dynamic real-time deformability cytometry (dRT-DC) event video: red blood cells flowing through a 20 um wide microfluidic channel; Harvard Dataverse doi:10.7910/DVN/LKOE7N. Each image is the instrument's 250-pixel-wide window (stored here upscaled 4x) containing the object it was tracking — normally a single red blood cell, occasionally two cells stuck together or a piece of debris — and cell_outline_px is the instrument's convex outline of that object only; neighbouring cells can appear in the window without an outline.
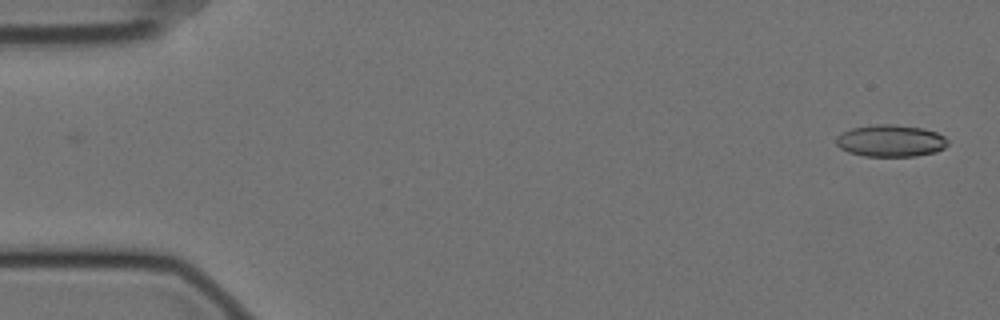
{"species": "Egyptian fruit bat (a non-hibernating species)", "species_latin": "Rousettus aegyptiacus", "temperature_condition": "cold", "stored_images_in_passage": 56, "camera_frame_rate_fps": 3000, "um_per_image_px": 0.085, "animal": {"sex": "female"}, "frame": {"image": 1, "passage_image": 1, "time_ms": 0.0, "image_size_px": [1000, 320], "cell_outline_px": [[948, 144], [944, 148], [936, 152], [916, 156], [864, 156], [848, 152], [840, 148], [836, 144], [836, 136], [852, 128], [876, 124], [892, 124], [924, 128], [936, 132], [944, 136], [948, 140]], "centroid_in_image_um": [75.72, 11.97], "position_along_channel_um": 9.3, "area_um2": 20.87}}
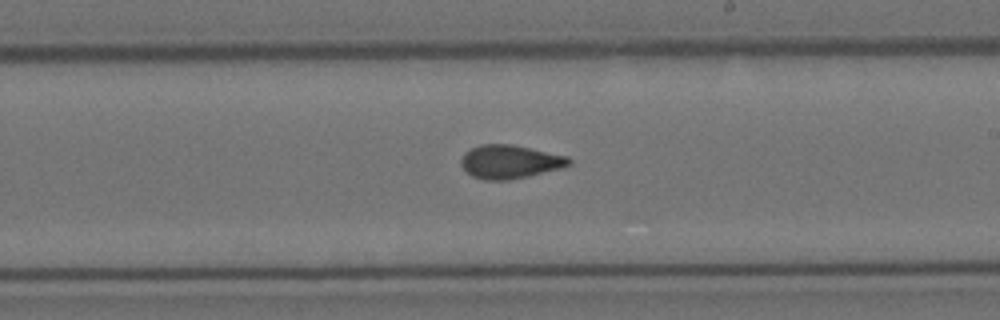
{"frame": {"image": 2, "passage_image": 32, "time_ms": 10.333, "image_size_px": [1000, 320], "cell_outline_px": [[572, 164], [560, 168], [528, 176], [508, 180], [484, 180], [472, 176], [460, 164], [460, 160], [464, 152], [480, 144], [512, 144], [568, 156], [572, 160]], "centroid_in_image_um": [43.33, 13.74], "position_along_channel_um": 245.7, "area_um2": 21.1}}
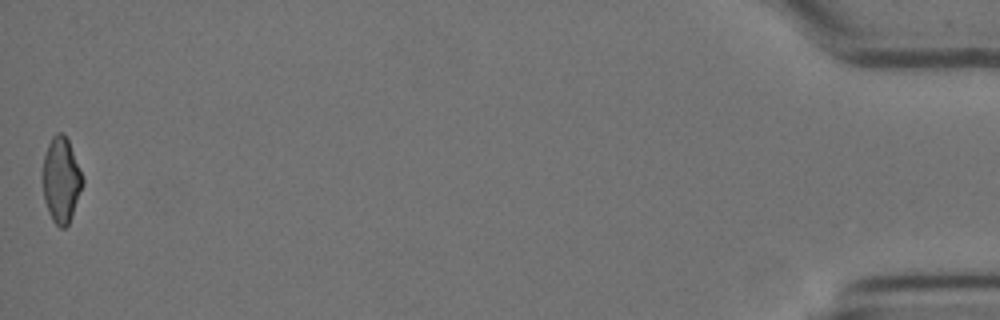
{"frame": {"image": 3, "passage_image": 56, "time_ms": 18.333, "image_size_px": [1000, 320], "cell_outline_px": [[84, 184], [68, 224], [64, 228], [60, 228], [52, 220], [48, 212], [44, 200], [44, 156], [48, 144], [52, 136], [56, 132], [60, 132], [68, 140], [84, 180]], "centroid_in_image_um": [5.21, 15.31], "position_along_channel_um": 430.0, "area_um2": 19.42}, "authors_computed_cell_mechanics": {"area_um2": 20.8947, "velocity_mm_per_s": 3.5208, "shape_relaxation_time_tau1_ms": 9.9927, "shape_relaxation_time_tau2_ms": 1.4637, "deformation_change_tau1": 0.1852, "deformation_change_tau2": 0.067}}